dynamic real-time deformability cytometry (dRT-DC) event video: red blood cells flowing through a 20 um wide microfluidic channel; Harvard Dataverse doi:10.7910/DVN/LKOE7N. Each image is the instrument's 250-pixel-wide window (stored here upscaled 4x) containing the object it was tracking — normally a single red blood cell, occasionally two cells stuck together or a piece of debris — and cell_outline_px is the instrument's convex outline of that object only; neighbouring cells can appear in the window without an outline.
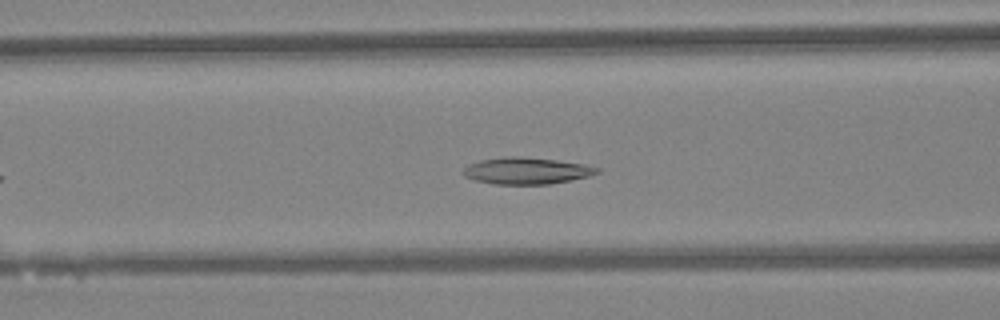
{"species": "Egyptian fruit bat (a non-hibernating species)", "species_latin": "Rousettus aegyptiacus", "temperature_condition": "warm", "stored_images_in_passage": 35, "camera_frame_rate_fps": 3000, "um_per_image_px": 0.085, "animal": {"sex": "female"}, "frame": {"image": 1, "passage_image": 11, "time_ms": 3.333, "image_size_px": [1000, 320], "cell_outline_px": [[600, 172], [588, 176], [572, 180], [548, 184], [496, 184], [476, 180], [464, 176], [464, 168], [468, 164], [480, 160], [508, 156], [520, 156], [556, 160], [584, 164], [600, 168]], "centroid_in_image_um": [44.77, 14.51], "position_along_channel_um": 121.8, "area_um2": 20.69}}
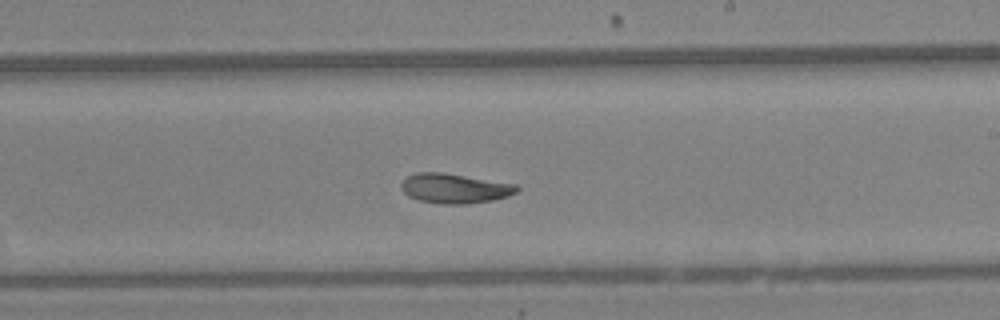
{"frame": {"image": 2, "passage_image": 20, "time_ms": 6.333, "image_size_px": [1000, 320], "cell_outline_px": [[520, 188], [516, 192], [508, 196], [492, 200], [464, 204], [444, 204], [420, 200], [408, 196], [400, 188], [400, 184], [408, 176], [416, 172], [440, 172], [516, 184]], "centroid_in_image_um": [38.63, 16.01], "position_along_channel_um": 250.4, "area_um2": 19.83}}
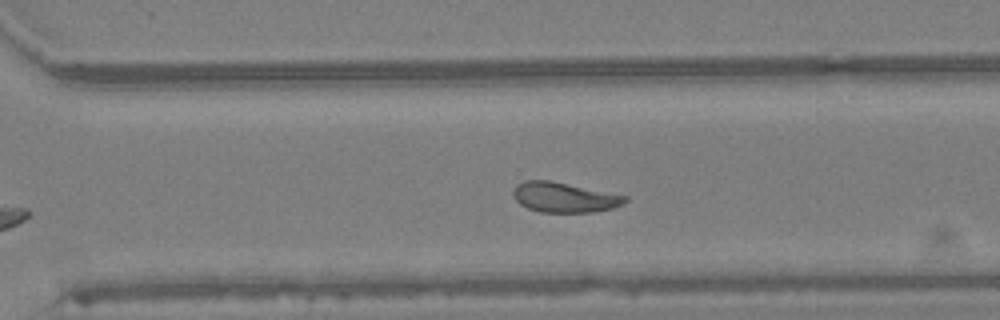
{"frame": {"image": 3, "passage_image": 25, "time_ms": 8.0, "image_size_px": [1000, 320], "cell_outline_px": [[628, 200], [624, 204], [612, 208], [592, 212], [540, 212], [528, 208], [520, 204], [512, 196], [512, 192], [516, 184], [524, 180], [548, 180], [628, 196]], "centroid_in_image_um": [47.94, 16.77], "position_along_channel_um": 322.7, "area_um2": 19.54}, "authors_computed_cell_mechanics": {"area_um2": 20.23, "velocity_mm_per_s": 4.3074, "shape_relaxation_time_tau1_ms": 9.4778, "shape_relaxation_time_tau2_ms": 3.3494, "deformation_change_tau1": 0.191, "deformation_change_tau2": 0.0771}}